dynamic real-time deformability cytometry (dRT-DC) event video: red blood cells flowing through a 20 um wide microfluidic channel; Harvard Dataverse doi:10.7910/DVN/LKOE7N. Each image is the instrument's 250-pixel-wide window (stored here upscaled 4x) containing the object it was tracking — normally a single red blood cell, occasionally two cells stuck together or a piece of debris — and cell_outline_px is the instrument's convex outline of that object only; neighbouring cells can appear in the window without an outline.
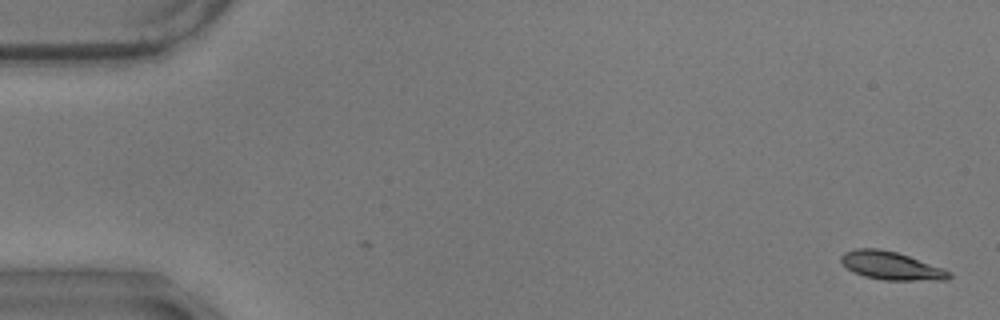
{"species": "common noctule bat (a hibernating species)", "species_latin": "Nyctalus noctula", "temperature_condition": "warm", "stored_images_in_passage": 57, "camera_frame_rate_fps": 3000, "um_per_image_px": 0.085, "animal": {"sex": "male", "body_mass_g": 17.9}, "frame": {"image": 1, "passage_image": 1, "time_ms": 0.0, "image_size_px": [1000, 320], "cell_outline_px": [[952, 276], [948, 280], [884, 280], [864, 276], [852, 272], [840, 260], [840, 256], [844, 252], [856, 248], [880, 248], [896, 252], [944, 268], [952, 272]], "centroid_in_image_um": [75.76, 22.58], "position_along_channel_um": 9.2, "area_um2": 17.8}}
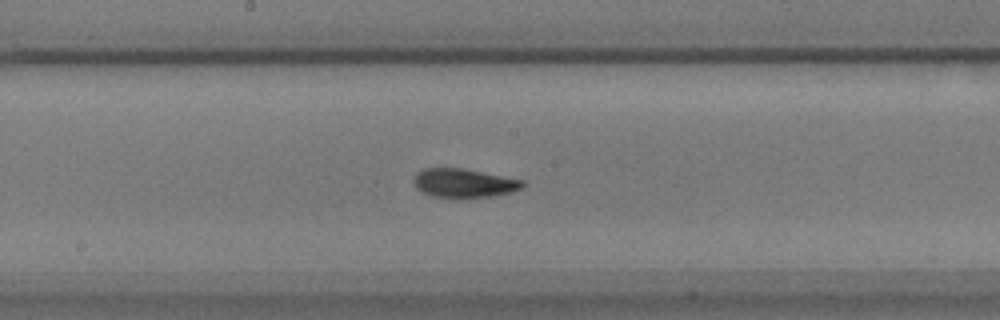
{"frame": {"image": 2, "passage_image": 30, "time_ms": 9.667, "image_size_px": [1000, 320], "cell_outline_px": [[524, 184], [520, 188], [512, 192], [492, 196], [460, 200], [432, 196], [416, 188], [412, 180], [416, 172], [424, 168], [464, 168], [524, 180]], "centroid_in_image_um": [39.4, 15.58], "position_along_channel_um": 208.8, "area_um2": 18.84}}
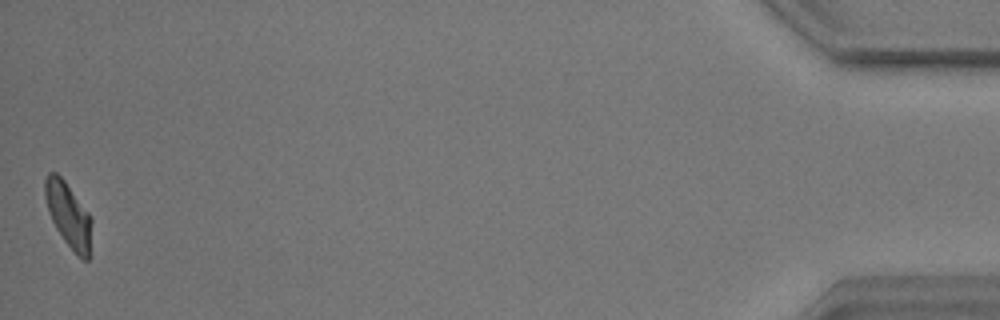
{"frame": {"image": 3, "passage_image": 57, "time_ms": 18.667, "image_size_px": [1000, 320], "cell_outline_px": [[92, 220], [88, 260], [84, 260], [76, 256], [64, 240], [56, 228], [48, 212], [44, 196], [44, 180], [48, 172], [56, 172], [64, 180], [88, 212]], "centroid_in_image_um": [5.79, 18.26], "position_along_channel_um": 429.4, "area_um2": 17.57}, "authors_computed_cell_mechanics": {"area_um2": 17.918, "velocity_mm_per_s": 3.482, "shape_relaxation_time_tau1_ms": 2.8383, "shape_relaxation_time_tau2_ms": 1.862, "deformation_change_tau1": 0.1248, "deformation_change_tau2": 0.0557}}